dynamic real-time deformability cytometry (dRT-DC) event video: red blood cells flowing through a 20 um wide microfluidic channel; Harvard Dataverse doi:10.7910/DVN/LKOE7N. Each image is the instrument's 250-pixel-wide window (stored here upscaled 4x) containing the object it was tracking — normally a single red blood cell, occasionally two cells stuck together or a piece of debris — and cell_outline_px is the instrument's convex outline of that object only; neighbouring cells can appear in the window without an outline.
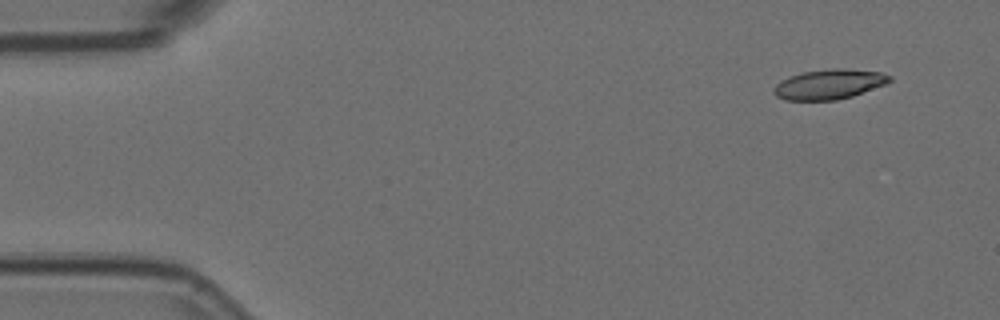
{"species": "Egyptian fruit bat (a non-hibernating species)", "species_latin": "Rousettus aegyptiacus", "temperature_condition": "room temperature", "stored_images_in_passage": 6, "camera_frame_rate_fps": 3000, "um_per_image_px": 0.085, "animal": {"sex": "female"}, "frame": {"image": 1, "passage_image": 1, "time_ms": 0.0, "image_size_px": [1000, 320], "cell_outline_px": [[892, 80], [884, 84], [852, 96], [836, 100], [784, 100], [776, 96], [772, 92], [772, 88], [780, 80], [788, 76], [800, 72], [832, 68], [844, 68], [880, 72], [892, 76]], "centroid_in_image_um": [70.41, 7.15], "position_along_channel_um": 14.6, "area_um2": 20.35}}
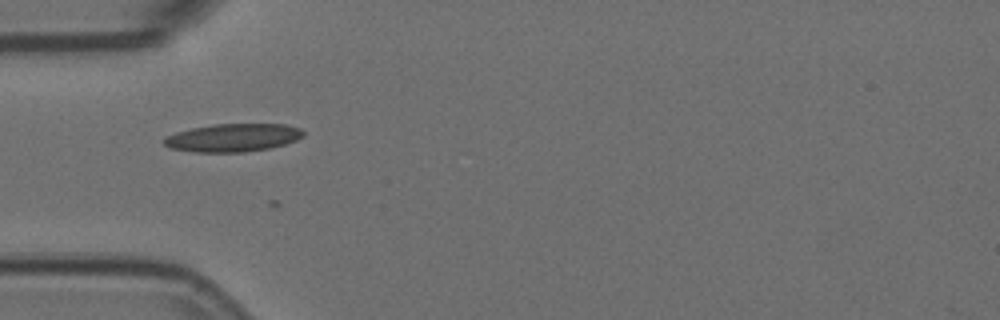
{"frame": {"image": 2, "passage_image": 5, "time_ms": 1.333, "image_size_px": [1000, 320], "cell_outline_px": [[304, 136], [296, 140], [272, 148], [244, 152], [196, 152], [168, 148], [160, 140], [164, 136], [176, 132], [192, 128], [212, 124], [284, 124], [300, 128], [304, 132]], "centroid_in_image_um": [19.76, 11.7], "position_along_channel_um": 65.2, "area_um2": 23.0}}